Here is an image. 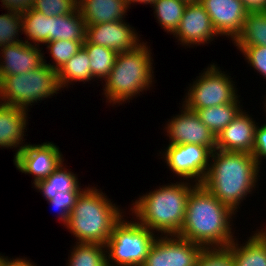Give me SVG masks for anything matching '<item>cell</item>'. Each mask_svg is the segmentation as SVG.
Segmentation results:
<instances>
[{
    "label": "cell",
    "instance_id": "cell-1",
    "mask_svg": "<svg viewBox=\"0 0 266 266\" xmlns=\"http://www.w3.org/2000/svg\"><path fill=\"white\" fill-rule=\"evenodd\" d=\"M233 215L236 213L217 200L202 184H195L190 191L185 220L177 236L203 248L228 247L235 240L231 224Z\"/></svg>",
    "mask_w": 266,
    "mask_h": 266
},
{
    "label": "cell",
    "instance_id": "cell-2",
    "mask_svg": "<svg viewBox=\"0 0 266 266\" xmlns=\"http://www.w3.org/2000/svg\"><path fill=\"white\" fill-rule=\"evenodd\" d=\"M212 159V160H211ZM202 185L235 213L258 183L260 166L250 153L214 150Z\"/></svg>",
    "mask_w": 266,
    "mask_h": 266
},
{
    "label": "cell",
    "instance_id": "cell-3",
    "mask_svg": "<svg viewBox=\"0 0 266 266\" xmlns=\"http://www.w3.org/2000/svg\"><path fill=\"white\" fill-rule=\"evenodd\" d=\"M176 182L163 185L154 191L143 194L133 202L132 215L142 226L161 236L178 235L186 214L187 200L193 182ZM156 231V232H155Z\"/></svg>",
    "mask_w": 266,
    "mask_h": 266
},
{
    "label": "cell",
    "instance_id": "cell-4",
    "mask_svg": "<svg viewBox=\"0 0 266 266\" xmlns=\"http://www.w3.org/2000/svg\"><path fill=\"white\" fill-rule=\"evenodd\" d=\"M119 206L96 187H87L76 200L65 226L76 242L106 245L114 226L124 216Z\"/></svg>",
    "mask_w": 266,
    "mask_h": 266
},
{
    "label": "cell",
    "instance_id": "cell-5",
    "mask_svg": "<svg viewBox=\"0 0 266 266\" xmlns=\"http://www.w3.org/2000/svg\"><path fill=\"white\" fill-rule=\"evenodd\" d=\"M151 54L144 42L134 50L118 53L102 89L106 102L121 105L153 86L155 76Z\"/></svg>",
    "mask_w": 266,
    "mask_h": 266
},
{
    "label": "cell",
    "instance_id": "cell-6",
    "mask_svg": "<svg viewBox=\"0 0 266 266\" xmlns=\"http://www.w3.org/2000/svg\"><path fill=\"white\" fill-rule=\"evenodd\" d=\"M45 58L41 66L27 73L0 75L1 104L28 110L35 102L59 93L61 86L57 71L46 64Z\"/></svg>",
    "mask_w": 266,
    "mask_h": 266
},
{
    "label": "cell",
    "instance_id": "cell-7",
    "mask_svg": "<svg viewBox=\"0 0 266 266\" xmlns=\"http://www.w3.org/2000/svg\"><path fill=\"white\" fill-rule=\"evenodd\" d=\"M154 234L136 220L122 217L105 245L107 266H142L158 237Z\"/></svg>",
    "mask_w": 266,
    "mask_h": 266
},
{
    "label": "cell",
    "instance_id": "cell-8",
    "mask_svg": "<svg viewBox=\"0 0 266 266\" xmlns=\"http://www.w3.org/2000/svg\"><path fill=\"white\" fill-rule=\"evenodd\" d=\"M189 85L183 105L187 109H202L232 103L237 96V88L230 78L212 63Z\"/></svg>",
    "mask_w": 266,
    "mask_h": 266
},
{
    "label": "cell",
    "instance_id": "cell-9",
    "mask_svg": "<svg viewBox=\"0 0 266 266\" xmlns=\"http://www.w3.org/2000/svg\"><path fill=\"white\" fill-rule=\"evenodd\" d=\"M163 159L169 169L181 180L201 184L206 176L210 163L211 151L197 144L167 145ZM194 178V179H193Z\"/></svg>",
    "mask_w": 266,
    "mask_h": 266
},
{
    "label": "cell",
    "instance_id": "cell-10",
    "mask_svg": "<svg viewBox=\"0 0 266 266\" xmlns=\"http://www.w3.org/2000/svg\"><path fill=\"white\" fill-rule=\"evenodd\" d=\"M203 249L177 235H158L142 266H196Z\"/></svg>",
    "mask_w": 266,
    "mask_h": 266
},
{
    "label": "cell",
    "instance_id": "cell-11",
    "mask_svg": "<svg viewBox=\"0 0 266 266\" xmlns=\"http://www.w3.org/2000/svg\"><path fill=\"white\" fill-rule=\"evenodd\" d=\"M181 108L180 114L166 121L164 129L170 139L169 145L197 144L211 152L216 150V136L201 122L196 112L188 110L183 104Z\"/></svg>",
    "mask_w": 266,
    "mask_h": 266
},
{
    "label": "cell",
    "instance_id": "cell-12",
    "mask_svg": "<svg viewBox=\"0 0 266 266\" xmlns=\"http://www.w3.org/2000/svg\"><path fill=\"white\" fill-rule=\"evenodd\" d=\"M63 154L52 142L26 144L15 156L13 162L17 170L34 176L33 183L47 178L63 162Z\"/></svg>",
    "mask_w": 266,
    "mask_h": 266
},
{
    "label": "cell",
    "instance_id": "cell-13",
    "mask_svg": "<svg viewBox=\"0 0 266 266\" xmlns=\"http://www.w3.org/2000/svg\"><path fill=\"white\" fill-rule=\"evenodd\" d=\"M135 31L125 20L86 24V39L121 53L134 50L143 43Z\"/></svg>",
    "mask_w": 266,
    "mask_h": 266
},
{
    "label": "cell",
    "instance_id": "cell-14",
    "mask_svg": "<svg viewBox=\"0 0 266 266\" xmlns=\"http://www.w3.org/2000/svg\"><path fill=\"white\" fill-rule=\"evenodd\" d=\"M183 46L208 44L219 35L215 31L210 16L199 2H189L185 8L178 29L173 34Z\"/></svg>",
    "mask_w": 266,
    "mask_h": 266
},
{
    "label": "cell",
    "instance_id": "cell-15",
    "mask_svg": "<svg viewBox=\"0 0 266 266\" xmlns=\"http://www.w3.org/2000/svg\"><path fill=\"white\" fill-rule=\"evenodd\" d=\"M219 36L233 41L241 33L248 11L241 0H199Z\"/></svg>",
    "mask_w": 266,
    "mask_h": 266
},
{
    "label": "cell",
    "instance_id": "cell-16",
    "mask_svg": "<svg viewBox=\"0 0 266 266\" xmlns=\"http://www.w3.org/2000/svg\"><path fill=\"white\" fill-rule=\"evenodd\" d=\"M247 113L242 109L233 121L216 136V149L252 154L258 123Z\"/></svg>",
    "mask_w": 266,
    "mask_h": 266
},
{
    "label": "cell",
    "instance_id": "cell-17",
    "mask_svg": "<svg viewBox=\"0 0 266 266\" xmlns=\"http://www.w3.org/2000/svg\"><path fill=\"white\" fill-rule=\"evenodd\" d=\"M0 50V75L27 73L44 63L45 55L40 46L29 45L24 41L1 47Z\"/></svg>",
    "mask_w": 266,
    "mask_h": 266
},
{
    "label": "cell",
    "instance_id": "cell-18",
    "mask_svg": "<svg viewBox=\"0 0 266 266\" xmlns=\"http://www.w3.org/2000/svg\"><path fill=\"white\" fill-rule=\"evenodd\" d=\"M27 111L20 107L0 103V148L18 147L14 158L26 145L23 142L25 141L23 136H26L24 133L28 125Z\"/></svg>",
    "mask_w": 266,
    "mask_h": 266
},
{
    "label": "cell",
    "instance_id": "cell-19",
    "mask_svg": "<svg viewBox=\"0 0 266 266\" xmlns=\"http://www.w3.org/2000/svg\"><path fill=\"white\" fill-rule=\"evenodd\" d=\"M128 9L126 0H78V10L86 24L125 20Z\"/></svg>",
    "mask_w": 266,
    "mask_h": 266
},
{
    "label": "cell",
    "instance_id": "cell-20",
    "mask_svg": "<svg viewBox=\"0 0 266 266\" xmlns=\"http://www.w3.org/2000/svg\"><path fill=\"white\" fill-rule=\"evenodd\" d=\"M252 235L244 244L235 238L228 246L235 266H266V230L260 229Z\"/></svg>",
    "mask_w": 266,
    "mask_h": 266
},
{
    "label": "cell",
    "instance_id": "cell-21",
    "mask_svg": "<svg viewBox=\"0 0 266 266\" xmlns=\"http://www.w3.org/2000/svg\"><path fill=\"white\" fill-rule=\"evenodd\" d=\"M50 42L54 40H86V23L79 10L67 15L50 16Z\"/></svg>",
    "mask_w": 266,
    "mask_h": 266
},
{
    "label": "cell",
    "instance_id": "cell-22",
    "mask_svg": "<svg viewBox=\"0 0 266 266\" xmlns=\"http://www.w3.org/2000/svg\"><path fill=\"white\" fill-rule=\"evenodd\" d=\"M63 166L62 163L47 178L33 184L47 201L53 199L57 192H82L85 189L80 188L77 175Z\"/></svg>",
    "mask_w": 266,
    "mask_h": 266
},
{
    "label": "cell",
    "instance_id": "cell-23",
    "mask_svg": "<svg viewBox=\"0 0 266 266\" xmlns=\"http://www.w3.org/2000/svg\"><path fill=\"white\" fill-rule=\"evenodd\" d=\"M239 97L232 103L202 109H188L196 112L201 122L217 136L242 110Z\"/></svg>",
    "mask_w": 266,
    "mask_h": 266
},
{
    "label": "cell",
    "instance_id": "cell-24",
    "mask_svg": "<svg viewBox=\"0 0 266 266\" xmlns=\"http://www.w3.org/2000/svg\"><path fill=\"white\" fill-rule=\"evenodd\" d=\"M233 42L237 48L266 46V11L248 12L242 31Z\"/></svg>",
    "mask_w": 266,
    "mask_h": 266
},
{
    "label": "cell",
    "instance_id": "cell-25",
    "mask_svg": "<svg viewBox=\"0 0 266 266\" xmlns=\"http://www.w3.org/2000/svg\"><path fill=\"white\" fill-rule=\"evenodd\" d=\"M57 74L62 89L64 87L68 88V85H71L73 82L85 83L94 79L86 49L82 46L81 49L57 71Z\"/></svg>",
    "mask_w": 266,
    "mask_h": 266
},
{
    "label": "cell",
    "instance_id": "cell-26",
    "mask_svg": "<svg viewBox=\"0 0 266 266\" xmlns=\"http://www.w3.org/2000/svg\"><path fill=\"white\" fill-rule=\"evenodd\" d=\"M22 14V33L26 35L24 40L29 45L39 46L50 42V20L49 17L30 8ZM32 42H30V41ZM33 43V44H32Z\"/></svg>",
    "mask_w": 266,
    "mask_h": 266
},
{
    "label": "cell",
    "instance_id": "cell-27",
    "mask_svg": "<svg viewBox=\"0 0 266 266\" xmlns=\"http://www.w3.org/2000/svg\"><path fill=\"white\" fill-rule=\"evenodd\" d=\"M90 59L92 76L97 79L106 80L116 61L118 52L107 47L90 43L87 39L83 43Z\"/></svg>",
    "mask_w": 266,
    "mask_h": 266
},
{
    "label": "cell",
    "instance_id": "cell-28",
    "mask_svg": "<svg viewBox=\"0 0 266 266\" xmlns=\"http://www.w3.org/2000/svg\"><path fill=\"white\" fill-rule=\"evenodd\" d=\"M187 4L184 0H154L151 7L153 6L157 23L167 33L174 34L179 27Z\"/></svg>",
    "mask_w": 266,
    "mask_h": 266
},
{
    "label": "cell",
    "instance_id": "cell-29",
    "mask_svg": "<svg viewBox=\"0 0 266 266\" xmlns=\"http://www.w3.org/2000/svg\"><path fill=\"white\" fill-rule=\"evenodd\" d=\"M68 266H107L106 247L99 243L75 242Z\"/></svg>",
    "mask_w": 266,
    "mask_h": 266
},
{
    "label": "cell",
    "instance_id": "cell-30",
    "mask_svg": "<svg viewBox=\"0 0 266 266\" xmlns=\"http://www.w3.org/2000/svg\"><path fill=\"white\" fill-rule=\"evenodd\" d=\"M84 42L71 41V40H54L46 42L45 46L49 50L53 59L52 63H46L53 70L59 71L64 64L71 59L83 46Z\"/></svg>",
    "mask_w": 266,
    "mask_h": 266
},
{
    "label": "cell",
    "instance_id": "cell-31",
    "mask_svg": "<svg viewBox=\"0 0 266 266\" xmlns=\"http://www.w3.org/2000/svg\"><path fill=\"white\" fill-rule=\"evenodd\" d=\"M22 14L20 12L7 10V14L0 15V48L17 44L23 40L19 39L22 33ZM19 32V33H18Z\"/></svg>",
    "mask_w": 266,
    "mask_h": 266
},
{
    "label": "cell",
    "instance_id": "cell-32",
    "mask_svg": "<svg viewBox=\"0 0 266 266\" xmlns=\"http://www.w3.org/2000/svg\"><path fill=\"white\" fill-rule=\"evenodd\" d=\"M32 9L46 17L67 15L78 10V0H34Z\"/></svg>",
    "mask_w": 266,
    "mask_h": 266
},
{
    "label": "cell",
    "instance_id": "cell-33",
    "mask_svg": "<svg viewBox=\"0 0 266 266\" xmlns=\"http://www.w3.org/2000/svg\"><path fill=\"white\" fill-rule=\"evenodd\" d=\"M196 266H235L233 254L228 247L204 248Z\"/></svg>",
    "mask_w": 266,
    "mask_h": 266
},
{
    "label": "cell",
    "instance_id": "cell-34",
    "mask_svg": "<svg viewBox=\"0 0 266 266\" xmlns=\"http://www.w3.org/2000/svg\"><path fill=\"white\" fill-rule=\"evenodd\" d=\"M80 193L81 192H57L53 199L47 201L56 211H59L57 213L59 216L58 218L64 226L69 222L70 213Z\"/></svg>",
    "mask_w": 266,
    "mask_h": 266
},
{
    "label": "cell",
    "instance_id": "cell-35",
    "mask_svg": "<svg viewBox=\"0 0 266 266\" xmlns=\"http://www.w3.org/2000/svg\"><path fill=\"white\" fill-rule=\"evenodd\" d=\"M245 56L246 62L266 79V46H248L237 48Z\"/></svg>",
    "mask_w": 266,
    "mask_h": 266
},
{
    "label": "cell",
    "instance_id": "cell-36",
    "mask_svg": "<svg viewBox=\"0 0 266 266\" xmlns=\"http://www.w3.org/2000/svg\"><path fill=\"white\" fill-rule=\"evenodd\" d=\"M252 156L259 166L262 158L266 159V124L256 127L255 140L252 150Z\"/></svg>",
    "mask_w": 266,
    "mask_h": 266
},
{
    "label": "cell",
    "instance_id": "cell-37",
    "mask_svg": "<svg viewBox=\"0 0 266 266\" xmlns=\"http://www.w3.org/2000/svg\"><path fill=\"white\" fill-rule=\"evenodd\" d=\"M1 2L4 9L23 13L32 8L34 0H1Z\"/></svg>",
    "mask_w": 266,
    "mask_h": 266
},
{
    "label": "cell",
    "instance_id": "cell-38",
    "mask_svg": "<svg viewBox=\"0 0 266 266\" xmlns=\"http://www.w3.org/2000/svg\"><path fill=\"white\" fill-rule=\"evenodd\" d=\"M248 12L266 11V0H241Z\"/></svg>",
    "mask_w": 266,
    "mask_h": 266
},
{
    "label": "cell",
    "instance_id": "cell-39",
    "mask_svg": "<svg viewBox=\"0 0 266 266\" xmlns=\"http://www.w3.org/2000/svg\"><path fill=\"white\" fill-rule=\"evenodd\" d=\"M0 266H36L34 262H31L27 258H16V259H8V256H6L2 262L0 263Z\"/></svg>",
    "mask_w": 266,
    "mask_h": 266
},
{
    "label": "cell",
    "instance_id": "cell-40",
    "mask_svg": "<svg viewBox=\"0 0 266 266\" xmlns=\"http://www.w3.org/2000/svg\"><path fill=\"white\" fill-rule=\"evenodd\" d=\"M128 5H129V8H131V4H136V3H139V4H153L154 0H126ZM136 2V3H135Z\"/></svg>",
    "mask_w": 266,
    "mask_h": 266
},
{
    "label": "cell",
    "instance_id": "cell-41",
    "mask_svg": "<svg viewBox=\"0 0 266 266\" xmlns=\"http://www.w3.org/2000/svg\"><path fill=\"white\" fill-rule=\"evenodd\" d=\"M184 1H186L187 3H189V2L199 1V0H184Z\"/></svg>",
    "mask_w": 266,
    "mask_h": 266
},
{
    "label": "cell",
    "instance_id": "cell-42",
    "mask_svg": "<svg viewBox=\"0 0 266 266\" xmlns=\"http://www.w3.org/2000/svg\"><path fill=\"white\" fill-rule=\"evenodd\" d=\"M5 258V256H1V254H0V263L2 262V260Z\"/></svg>",
    "mask_w": 266,
    "mask_h": 266
},
{
    "label": "cell",
    "instance_id": "cell-43",
    "mask_svg": "<svg viewBox=\"0 0 266 266\" xmlns=\"http://www.w3.org/2000/svg\"><path fill=\"white\" fill-rule=\"evenodd\" d=\"M265 104H266V97H265V103H264V107H265L264 108L265 109L264 111L266 112V105Z\"/></svg>",
    "mask_w": 266,
    "mask_h": 266
}]
</instances>
